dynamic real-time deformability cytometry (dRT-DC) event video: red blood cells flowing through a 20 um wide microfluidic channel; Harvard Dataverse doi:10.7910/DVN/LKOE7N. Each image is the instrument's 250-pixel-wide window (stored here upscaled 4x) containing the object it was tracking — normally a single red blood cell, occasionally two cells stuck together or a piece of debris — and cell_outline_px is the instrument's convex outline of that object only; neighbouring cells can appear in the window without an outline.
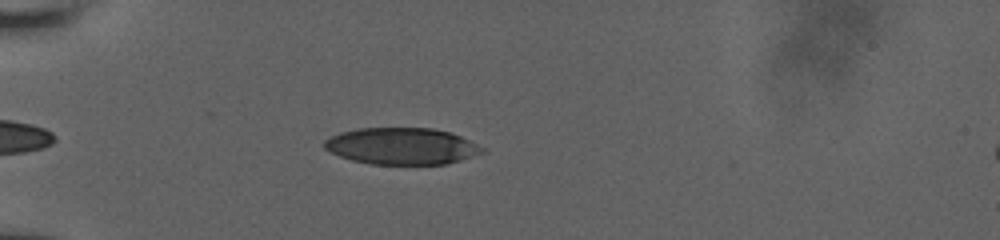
{"species": "human", "species_latin": "Homo sapiens", "temperature_condition": "room temperature", "stored_images_in_passage": 21, "camera_frame_rate_fps": 3000, "um_per_image_px": 0.085, "donor": {"sex": "male"}, "frame": {"image": 1, "passage_image": 3, "time_ms": 0.667, "image_size_px": [1000, 240], "cell_outline_px": [[484, 152], [460, 160], [444, 164], [372, 164], [352, 160], [340, 156], [324, 148], [324, 140], [340, 132], [356, 128], [432, 128], [448, 132], [460, 136], [484, 148]], "centroid_in_image_um": [34.12, 12.42], "position_along_channel_um": 50.9, "area_um2": 33.47}}
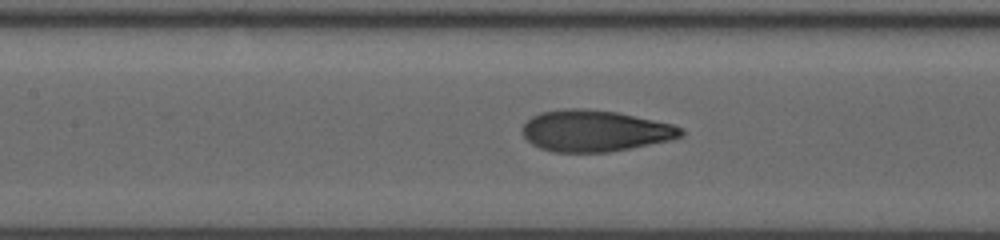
{"frame": {"image": 2, "passage_image": 11, "time_ms": 4.0, "image_size_px": [1000, 240], "cell_outline_px": [[684, 136], [672, 140], [608, 152], [552, 152], [540, 148], [532, 144], [524, 136], [524, 124], [532, 116], [540, 112], [564, 108], [584, 108], [616, 112], [672, 124], [684, 128]], "centroid_in_image_um": [50.59, 11.12], "position_along_channel_um": 156.8, "area_um2": 38.21}}
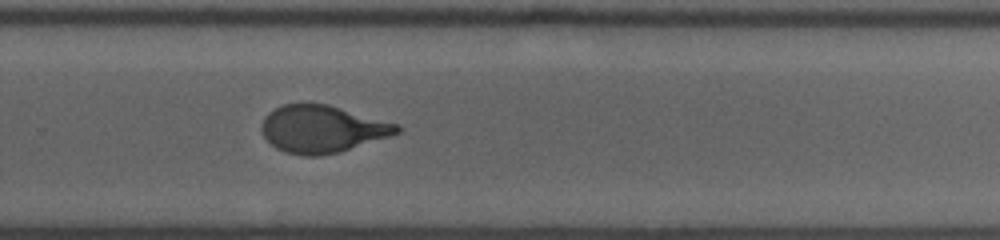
{"frame": {"image": 3, "passage_image": 21, "time_ms": 7.667, "image_size_px": [1000, 240], "cell_outline_px": [[404, 128], [400, 132], [392, 136], [340, 152], [320, 156], [304, 156], [284, 152], [276, 148], [264, 136], [260, 128], [264, 116], [268, 112], [284, 104], [328, 104], [400, 124]], "centroid_in_image_um": [27.43, 10.97], "position_along_channel_um": 302.4, "area_um2": 37.63}}